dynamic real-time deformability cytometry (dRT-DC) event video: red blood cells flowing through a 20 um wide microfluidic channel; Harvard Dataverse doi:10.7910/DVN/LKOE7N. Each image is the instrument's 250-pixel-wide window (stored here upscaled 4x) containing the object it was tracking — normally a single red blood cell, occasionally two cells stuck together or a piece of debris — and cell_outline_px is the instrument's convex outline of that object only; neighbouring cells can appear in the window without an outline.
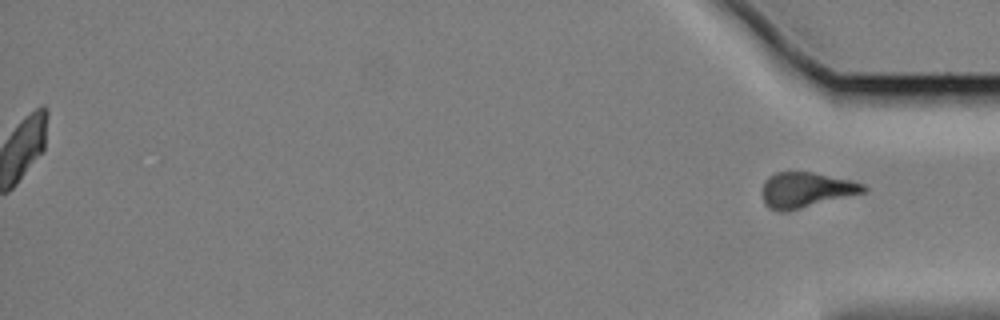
{"species": "Egyptian fruit bat (a non-hibernating species)", "species_latin": "Rousettus aegyptiacus", "temperature_condition": "cold", "stored_images_in_passage": 60, "segment_of_instrument_passage": [2, 2], "camera_frame_rate_fps": 3000, "um_per_image_px": 0.085, "animal": {"sex": "female"}, "frame": {"image": 1, "passage_image": 60, "time_ms": 19.667, "image_size_px": [1000, 320], "cell_outline_px": [[868, 188], [864, 192], [788, 212], [776, 212], [768, 208], [764, 204], [764, 180], [768, 176], [776, 172], [812, 172], [852, 180], [864, 184]], "centroid_in_image_um": [68.5, 16.15], "position_along_channel_um": 366.7, "area_um2": 20.92}}